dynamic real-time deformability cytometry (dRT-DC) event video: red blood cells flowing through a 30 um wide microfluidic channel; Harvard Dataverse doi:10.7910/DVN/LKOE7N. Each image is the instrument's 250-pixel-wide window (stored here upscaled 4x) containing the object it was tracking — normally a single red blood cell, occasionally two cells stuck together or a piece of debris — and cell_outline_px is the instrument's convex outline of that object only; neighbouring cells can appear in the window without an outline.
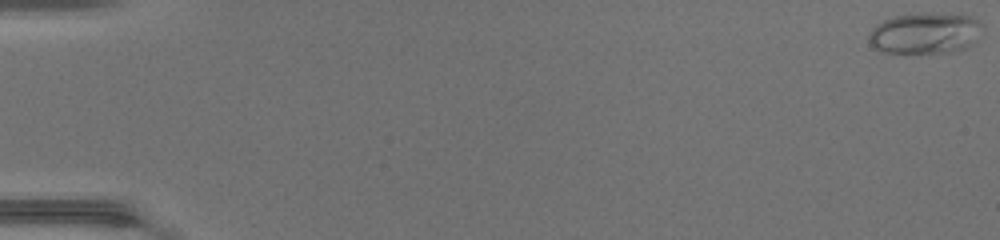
{"species": "common noctule bat (a hibernating species)", "species_latin": "Nyctalus noctula", "temperature_condition": "warm", "stored_images_in_passage": 11, "camera_frame_rate_fps": 3000, "um_per_image_px": 0.085, "animal": {"sex": "female", "body_mass_g": 17.0, "forearm_length_mm": 48.0}, "frame": {"image": 1, "passage_image": 1, "time_ms": 0.0, "image_size_px": [1000, 240], "cell_outline_px": [[984, 28], [976, 40], [972, 44], [964, 48], [948, 52], [884, 52], [876, 48], [868, 40], [868, 36], [872, 28], [876, 24], [892, 16], [924, 12], [928, 12], [968, 16], [980, 20], [984, 24]], "centroid_in_image_um": [78.66, 2.79], "position_along_channel_um": 6.3, "area_um2": 27.28}}